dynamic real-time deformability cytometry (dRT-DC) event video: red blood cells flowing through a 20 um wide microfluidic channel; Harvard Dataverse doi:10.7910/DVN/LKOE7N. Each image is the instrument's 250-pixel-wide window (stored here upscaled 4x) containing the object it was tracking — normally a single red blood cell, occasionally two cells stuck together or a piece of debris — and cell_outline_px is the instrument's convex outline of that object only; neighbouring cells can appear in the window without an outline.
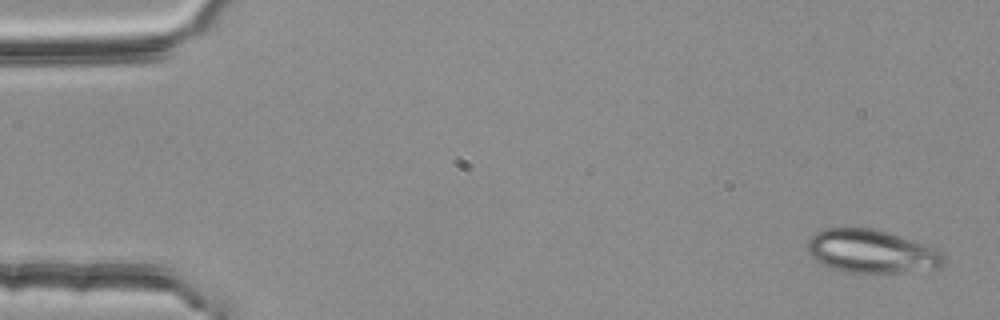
{"species": "common noctule bat (a hibernating species)", "species_latin": "Nyctalus noctula", "temperature_condition": "room temperature", "stored_images_in_passage": 4, "camera_frame_rate_fps": 3000, "um_per_image_px": 0.085, "animal": {"sex": "female", "body_mass_g": 25.1}, "frame": {"image": 1, "passage_image": 1, "time_ms": 0.0, "image_size_px": [1000, 320], "cell_outline_px": [[944, 264], [936, 268], [872, 276], [844, 272], [832, 268], [816, 260], [808, 252], [808, 240], [816, 232], [824, 228], [876, 228], [936, 248], [944, 252]], "centroid_in_image_um": [74.1, 21.4], "position_along_channel_um": 10.9, "area_um2": 35.08}}